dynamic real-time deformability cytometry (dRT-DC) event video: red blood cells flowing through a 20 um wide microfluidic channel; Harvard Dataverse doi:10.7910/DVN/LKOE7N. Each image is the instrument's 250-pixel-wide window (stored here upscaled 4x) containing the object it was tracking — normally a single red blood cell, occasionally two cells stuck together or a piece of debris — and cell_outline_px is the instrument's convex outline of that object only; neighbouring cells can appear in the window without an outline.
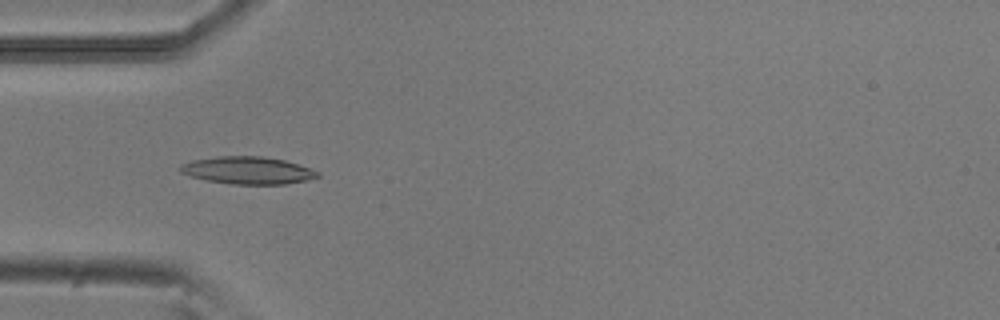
{"species": "common noctule bat (a hibernating species)", "species_latin": "Nyctalus noctula", "temperature_condition": "room temperature", "stored_images_in_passage": 8, "camera_frame_rate_fps": 3000, "um_per_image_px": 0.085, "animal": {"sex": "male", "body_mass_g": 20.5, "forearm_length_mm": 52.5}, "frame": {"image": 1, "passage_image": 4, "time_ms": 1.0, "image_size_px": [1000, 320], "cell_outline_px": [[320, 176], [304, 180], [284, 184], [232, 184], [208, 180], [192, 176], [180, 172], [180, 164], [192, 160], [216, 156], [260, 156], [284, 160], [300, 164], [320, 172]], "centroid_in_image_um": [21.06, 14.47], "position_along_channel_um": 63.9, "area_um2": 21.79}}
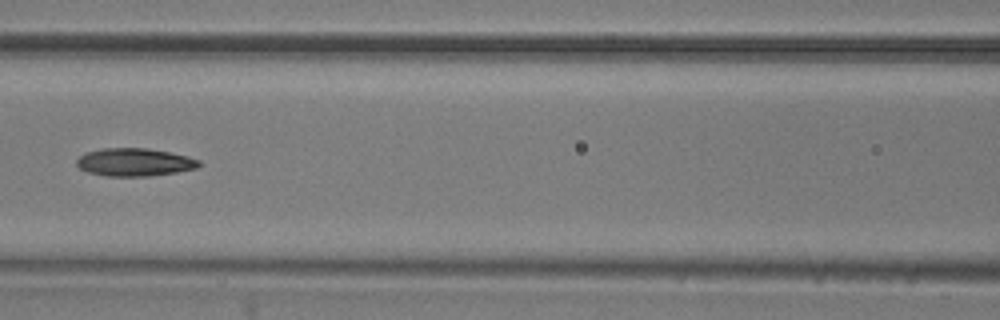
{"frame": {"image": 2, "passage_image": 6, "time_ms": 1.667, "image_size_px": [1000, 320], "cell_outline_px": [[200, 164], [196, 168], [176, 172], [148, 176], [108, 176], [88, 172], [80, 168], [76, 164], [76, 160], [84, 152], [100, 148], [144, 148], [168, 152], [188, 156], [200, 160]], "centroid_in_image_um": [11.4, 13.78], "position_along_channel_um": 155.2, "area_um2": 19.83}}
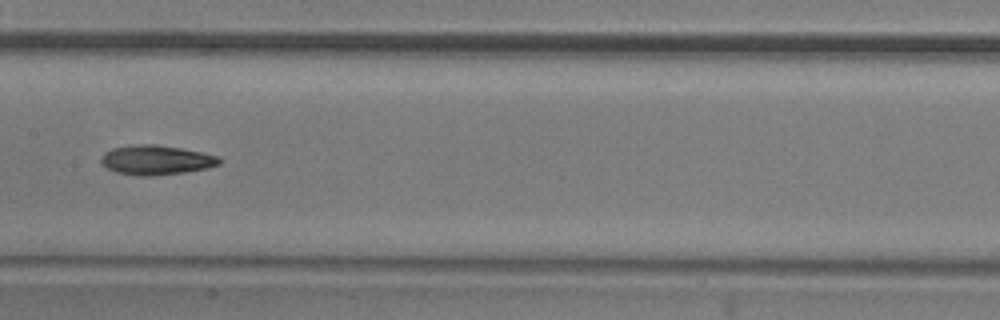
{"frame": {"image": 3, "passage_image": 7, "time_ms": 2.0, "image_size_px": [1000, 320], "cell_outline_px": [[220, 164], [208, 168], [184, 172], [148, 176], [136, 176], [116, 172], [108, 168], [100, 160], [104, 152], [112, 148], [140, 144], [156, 144], [180, 148], [220, 156]], "centroid_in_image_um": [13.28, 13.6], "position_along_channel_um": 194.1, "area_um2": 20.23}}